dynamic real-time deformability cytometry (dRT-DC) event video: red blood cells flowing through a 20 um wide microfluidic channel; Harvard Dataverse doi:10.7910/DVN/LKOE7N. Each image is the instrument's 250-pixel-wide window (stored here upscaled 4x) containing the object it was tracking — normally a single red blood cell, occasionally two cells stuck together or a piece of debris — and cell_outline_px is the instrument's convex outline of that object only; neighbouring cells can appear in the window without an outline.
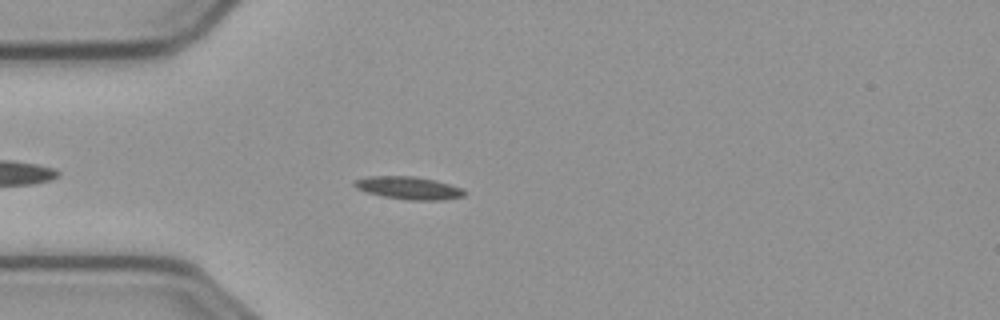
{"species": "common noctule bat (a hibernating species)", "species_latin": "Nyctalus noctula", "temperature_condition": "cold", "stored_images_in_passage": 53, "camera_frame_rate_fps": 3000, "um_per_image_px": 0.085, "animal": {"sex": "male", "body_mass_g": 23.1, "forearm_length_mm": 52.7}, "frame": {"image": 1, "passage_image": 12, "time_ms": 3.667, "image_size_px": [1000, 320], "cell_outline_px": [[464, 196], [444, 200], [408, 200], [384, 196], [368, 192], [356, 188], [352, 184], [356, 180], [368, 176], [416, 176], [436, 180], [464, 188]], "centroid_in_image_um": [34.77, 15.97], "position_along_channel_um": 50.2, "area_um2": 14.57}}
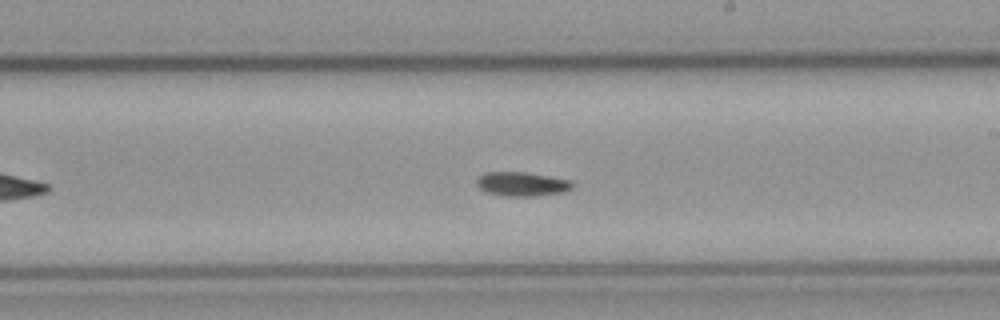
{"frame": {"image": 2, "passage_image": 29, "time_ms": 9.333, "image_size_px": [1000, 320], "cell_outline_px": [[572, 188], [564, 192], [536, 196], [504, 196], [488, 192], [480, 188], [476, 184], [476, 180], [484, 172], [524, 172], [572, 180]], "centroid_in_image_um": [44.37, 15.64], "position_along_channel_um": 244.6, "area_um2": 13.41}}
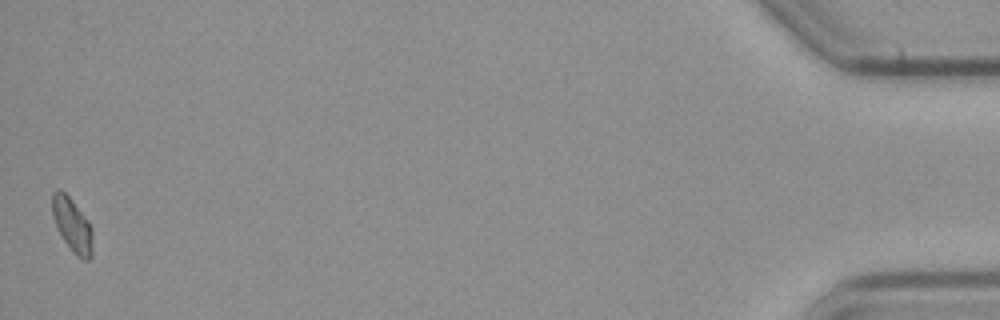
{"frame": {"image": 3, "passage_image": 53, "time_ms": 17.333, "image_size_px": [1000, 320], "cell_outline_px": [[92, 256], [88, 260], [84, 260], [76, 256], [64, 240], [56, 228], [52, 216], [52, 192], [56, 188], [60, 188], [68, 196], [88, 220], [92, 228]], "centroid_in_image_um": [6.12, 19.11], "position_along_channel_um": 429.1, "area_um2": 12.77}}